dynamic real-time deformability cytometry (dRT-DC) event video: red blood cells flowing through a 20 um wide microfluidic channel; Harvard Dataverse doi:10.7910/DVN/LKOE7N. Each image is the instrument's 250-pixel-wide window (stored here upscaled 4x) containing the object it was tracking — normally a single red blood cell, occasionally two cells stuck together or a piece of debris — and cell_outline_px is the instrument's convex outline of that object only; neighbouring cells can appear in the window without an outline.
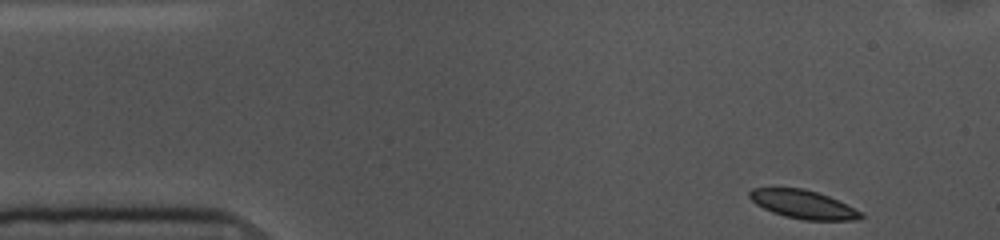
{"species": "common noctule bat (a hibernating species)", "species_latin": "Nyctalus noctula", "temperature_condition": "cold", "stored_images_in_passage": 51, "camera_frame_rate_fps": 3000, "um_per_image_px": 0.085, "animal": {"sex": "female", "body_mass_g": 10.0, "forearm_length_mm": 53.1}, "frame": {"image": 1, "passage_image": 1, "time_ms": 0.0, "image_size_px": [1000, 240], "cell_outline_px": [[864, 216], [856, 220], [804, 220], [784, 216], [772, 212], [756, 204], [748, 196], [748, 192], [752, 188], [804, 188], [828, 196], [860, 212]], "centroid_in_image_um": [68.21, 17.37], "position_along_channel_um": 16.8, "area_um2": 18.15}}
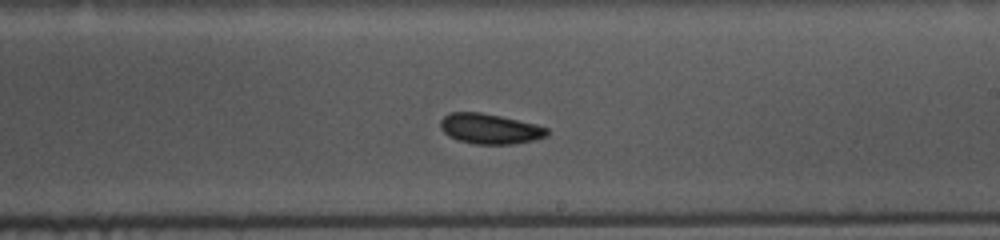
{"frame": {"image": 2, "passage_image": 27, "time_ms": 8.667, "image_size_px": [1000, 240], "cell_outline_px": [[548, 136], [536, 140], [512, 144], [476, 144], [456, 140], [448, 136], [440, 128], [440, 120], [448, 112], [480, 112], [500, 116], [536, 124], [548, 128]], "centroid_in_image_um": [41.63, 10.95], "position_along_channel_um": 247.4, "area_um2": 18.96}}
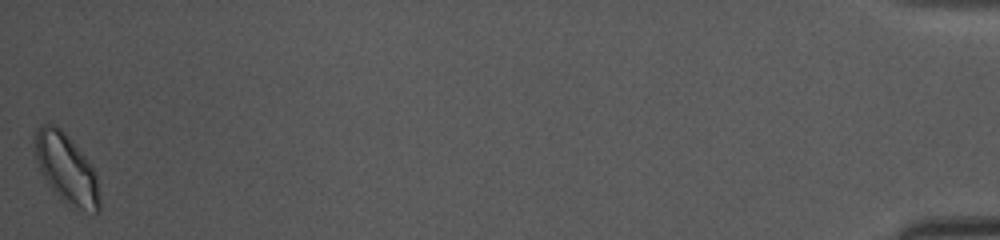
{"frame": {"image": 3, "passage_image": 51, "time_ms": 16.667, "image_size_px": [1000, 240], "cell_outline_px": [[100, 212], [96, 212], [68, 208], [60, 200], [48, 184], [36, 160], [32, 140], [36, 128], [40, 124], [56, 124], [72, 140], [92, 164], [96, 172], [100, 196]], "centroid_in_image_um": [5.64, 14.35], "position_along_channel_um": 429.6, "area_um2": 27.05}}